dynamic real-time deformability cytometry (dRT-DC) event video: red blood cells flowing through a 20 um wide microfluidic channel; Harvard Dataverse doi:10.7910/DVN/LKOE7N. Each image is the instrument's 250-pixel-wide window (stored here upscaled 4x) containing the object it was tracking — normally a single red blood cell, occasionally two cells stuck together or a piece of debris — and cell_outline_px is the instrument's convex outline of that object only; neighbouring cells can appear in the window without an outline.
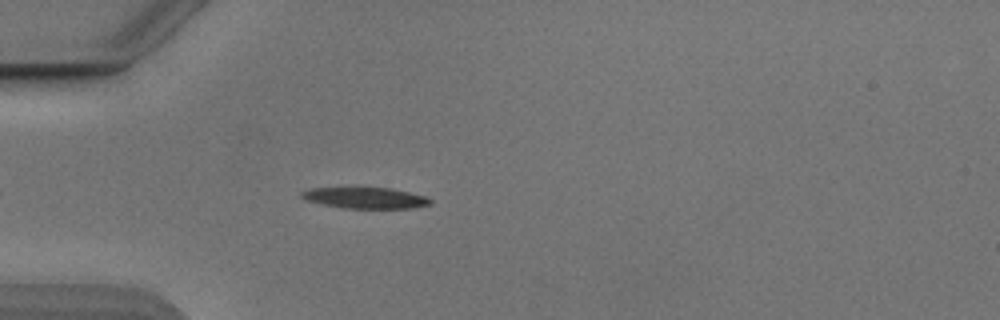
{"species": "Egyptian fruit bat (a non-hibernating species)", "species_latin": "Rousettus aegyptiacus", "temperature_condition": "cold", "stored_images_in_passage": 44, "camera_frame_rate_fps": 3000, "um_per_image_px": 0.085, "animal": {"sex": "male"}, "frame": {"image": 1, "passage_image": 7, "time_ms": 2.0, "image_size_px": [1000, 320], "cell_outline_px": [[432, 204], [412, 208], [344, 208], [324, 204], [308, 200], [300, 196], [300, 192], [312, 188], [388, 188], [408, 192], [424, 196], [432, 200]], "centroid_in_image_um": [31.07, 16.82], "position_along_channel_um": 53.9, "area_um2": 15.49}}
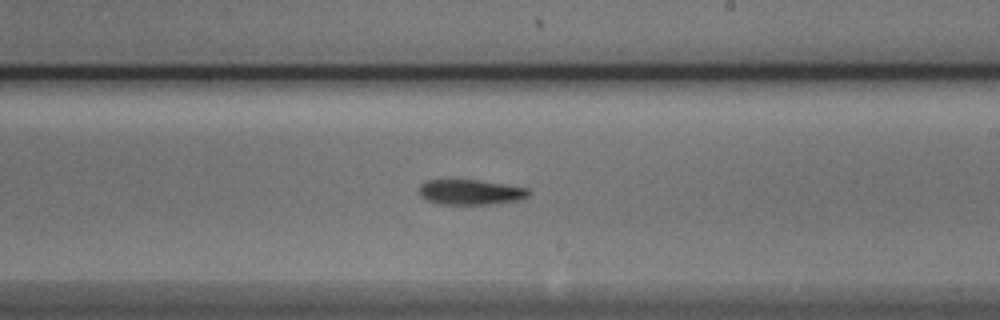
{"frame": {"image": 2, "passage_image": 23, "time_ms": 7.333, "image_size_px": [1000, 320], "cell_outline_px": [[528, 196], [520, 200], [488, 204], [440, 204], [428, 200], [420, 196], [420, 184], [428, 180], [476, 180], [504, 184], [528, 188]], "centroid_in_image_um": [39.99, 16.33], "position_along_channel_um": 249.0, "area_um2": 15.84}}
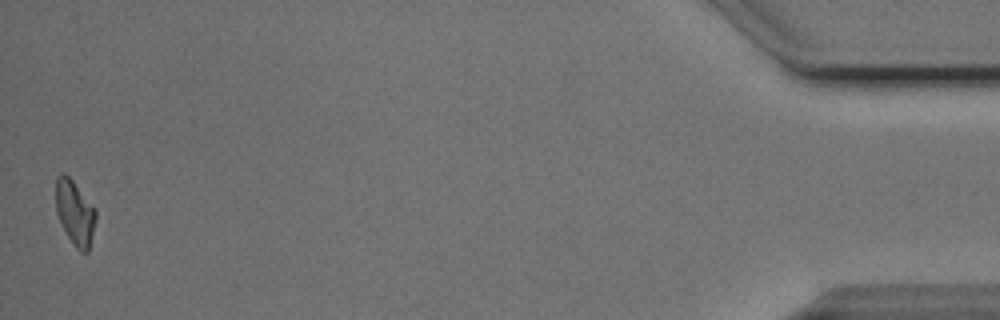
{"frame": {"image": 3, "passage_image": 44, "time_ms": 14.333, "image_size_px": [1000, 320], "cell_outline_px": [[96, 220], [88, 252], [80, 252], [72, 244], [56, 212], [56, 180], [60, 172], [64, 172], [72, 180], [96, 208]], "centroid_in_image_um": [6.38, 18.07], "position_along_channel_um": 428.8, "area_um2": 15.03}, "authors_computed_cell_mechanics": {"area_um2": 15.7505, "velocity_mm_per_s": 3.8575, "shape_relaxation_time_tau1_ms": 6.2218, "shape_relaxation_time_tau2_ms": null, "deformation_change_tau1": 0.1351, "deformation_change_tau2": null}}